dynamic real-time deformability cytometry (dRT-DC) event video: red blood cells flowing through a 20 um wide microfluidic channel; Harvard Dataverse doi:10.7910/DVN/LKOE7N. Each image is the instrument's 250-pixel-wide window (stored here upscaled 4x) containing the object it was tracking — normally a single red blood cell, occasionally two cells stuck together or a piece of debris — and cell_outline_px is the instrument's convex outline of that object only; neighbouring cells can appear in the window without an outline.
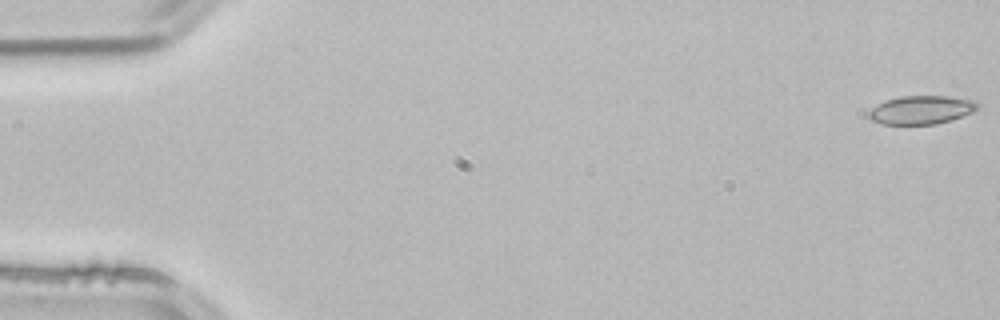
{"species": "common noctule bat (a hibernating species)", "species_latin": "Nyctalus noctula", "temperature_condition": "room temperature", "stored_images_in_passage": 2, "camera_frame_rate_fps": 3000, "um_per_image_px": 0.085, "animal": {"sex": "male", "body_mass_g": 21.5, "forearm_length_mm": 52.0}, "frame": {"image": 1, "passage_image": 1, "time_ms": 0.0, "image_size_px": [1000, 320], "cell_outline_px": [[980, 108], [972, 112], [952, 120], [936, 124], [880, 124], [872, 120], [868, 116], [868, 112], [872, 108], [884, 100], [900, 96], [948, 96], [976, 100], [980, 104]], "centroid_in_image_um": [78.34, 9.33], "position_along_channel_um": 6.7, "area_um2": 18.26}}